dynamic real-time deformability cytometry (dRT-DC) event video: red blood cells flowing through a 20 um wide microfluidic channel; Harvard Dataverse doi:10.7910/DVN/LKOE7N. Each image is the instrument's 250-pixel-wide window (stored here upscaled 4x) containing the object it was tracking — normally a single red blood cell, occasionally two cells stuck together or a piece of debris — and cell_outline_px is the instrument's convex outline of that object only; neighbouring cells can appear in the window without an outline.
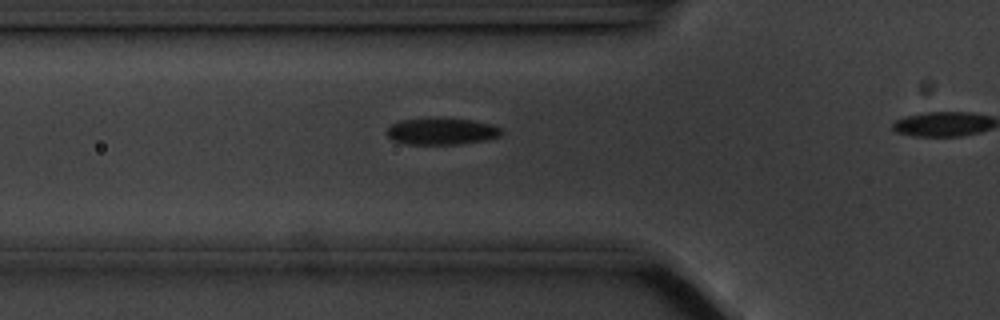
{"species": "common noctule bat (a hibernating species)", "species_latin": "Nyctalus noctula", "temperature_condition": "cold", "stored_images_in_passage": 18, "camera_frame_rate_fps": 3000, "um_per_image_px": 0.085, "animal": {"sex": "male", "body_mass_g": 20.1, "forearm_length_mm": 53.5}, "frame": {"image": 1, "passage_image": 13, "time_ms": 4.0, "image_size_px": [1000, 320], "cell_outline_px": [[504, 132], [500, 136], [488, 140], [460, 144], [408, 144], [392, 140], [384, 132], [392, 124], [400, 120], [428, 116], [472, 120], [492, 124], [500, 128]], "centroid_in_image_um": [37.53, 11.14], "position_along_channel_um": 88.3, "area_um2": 18.44}}
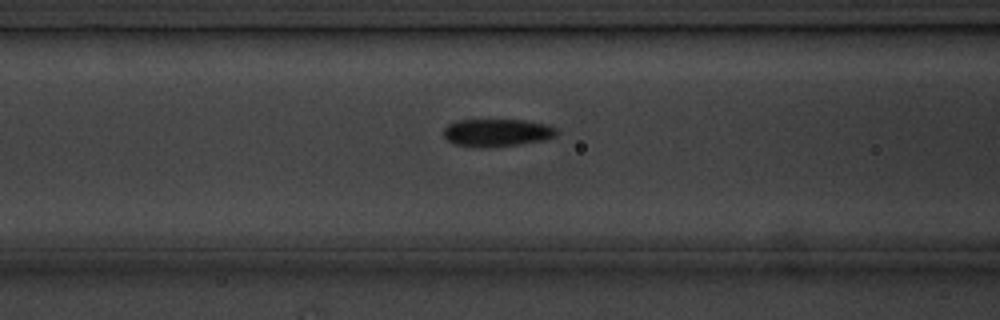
{"frame": {"image": 2, "passage_image": 16, "time_ms": 5.0, "image_size_px": [1000, 320], "cell_outline_px": [[556, 136], [544, 140], [516, 144], [452, 144], [444, 136], [444, 128], [448, 124], [456, 120], [524, 120], [548, 124], [556, 128]], "centroid_in_image_um": [42.28, 11.21], "position_along_channel_um": 124.3, "area_um2": 17.28}}